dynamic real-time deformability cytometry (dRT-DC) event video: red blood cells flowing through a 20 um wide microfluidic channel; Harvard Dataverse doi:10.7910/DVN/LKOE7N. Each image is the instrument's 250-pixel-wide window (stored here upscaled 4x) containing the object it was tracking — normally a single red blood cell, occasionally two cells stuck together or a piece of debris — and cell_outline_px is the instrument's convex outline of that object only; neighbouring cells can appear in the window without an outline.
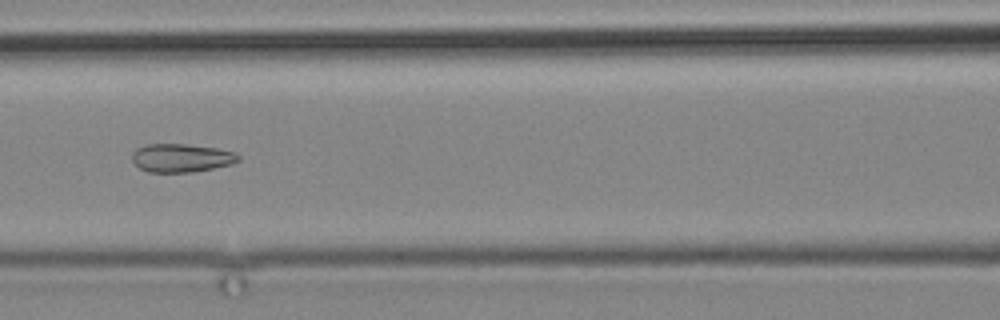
{"species": "common noctule bat (a hibernating species)", "species_latin": "Nyctalus noctula", "temperature_condition": "cold", "stored_images_in_passage": 13, "camera_frame_rate_fps": 3000, "um_per_image_px": 0.085, "animal": {"sex": "male", "body_mass_g": 19.2, "forearm_length_mm": 51.8}, "frame": {"image": 1, "passage_image": 11, "time_ms": 12.667, "image_size_px": [1000, 320], "cell_outline_px": [[240, 160], [232, 164], [196, 172], [148, 172], [140, 168], [132, 160], [132, 152], [136, 148], [144, 144], [184, 144], [216, 148], [236, 152], [240, 156]], "centroid_in_image_um": [15.42, 13.42], "position_along_channel_um": 151.2, "area_um2": 17.74}}
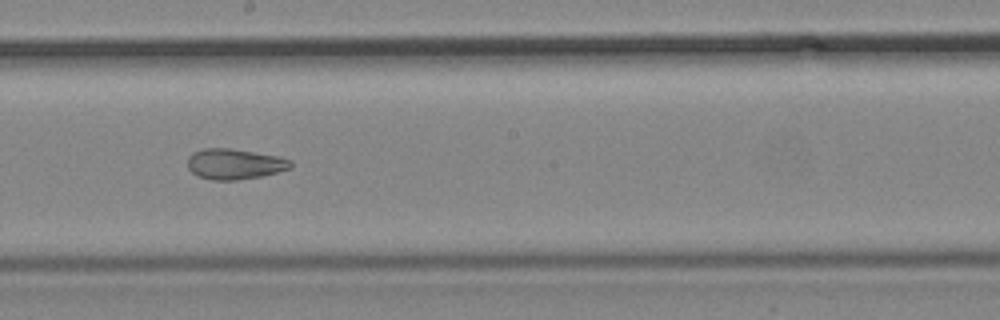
{"frame": {"image": 2, "passage_image": 13, "time_ms": 15.0, "image_size_px": [1000, 320], "cell_outline_px": [[292, 164], [288, 168], [276, 172], [260, 176], [236, 180], [212, 180], [200, 176], [192, 172], [188, 168], [188, 156], [192, 152], [204, 148], [232, 148], [280, 156], [292, 160]], "centroid_in_image_um": [19.93, 13.92], "position_along_channel_um": 228.3, "area_um2": 18.32}}